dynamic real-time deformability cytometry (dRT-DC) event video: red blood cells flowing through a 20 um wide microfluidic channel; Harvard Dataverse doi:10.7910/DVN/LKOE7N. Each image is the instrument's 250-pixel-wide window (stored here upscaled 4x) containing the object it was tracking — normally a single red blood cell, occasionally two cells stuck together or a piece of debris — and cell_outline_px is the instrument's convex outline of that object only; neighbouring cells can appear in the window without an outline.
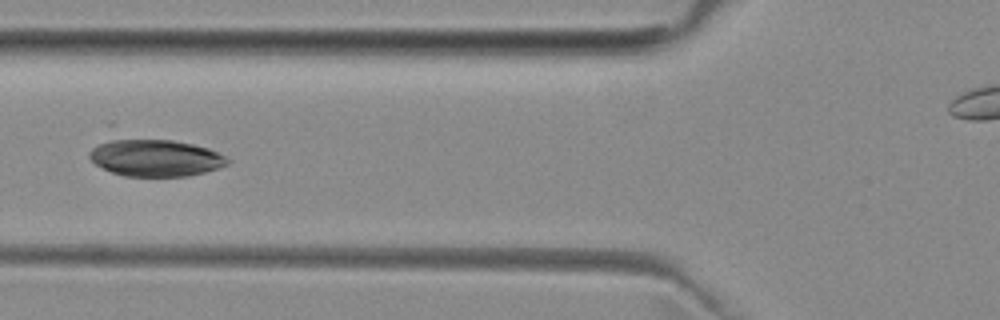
{"species": "common noctule bat (a hibernating species)", "species_latin": "Nyctalus noctula", "temperature_condition": "room temperature", "stored_images_in_passage": 4, "camera_frame_rate_fps": 3000, "um_per_image_px": 0.085, "animal": {"sex": "female", "body_mass_g": 29.2, "forearm_length_mm": 56.3}, "frame": {"image": 1, "passage_image": 4, "time_ms": 3.333, "image_size_px": [1000, 320], "cell_outline_px": [[232, 160], [228, 164], [220, 168], [188, 176], [124, 176], [112, 172], [96, 164], [88, 156], [88, 152], [92, 148], [116, 136], [120, 136], [172, 140], [192, 144], [208, 148]], "centroid_in_image_um": [13.18, 13.38], "position_along_channel_um": 112.6, "area_um2": 30.35}}